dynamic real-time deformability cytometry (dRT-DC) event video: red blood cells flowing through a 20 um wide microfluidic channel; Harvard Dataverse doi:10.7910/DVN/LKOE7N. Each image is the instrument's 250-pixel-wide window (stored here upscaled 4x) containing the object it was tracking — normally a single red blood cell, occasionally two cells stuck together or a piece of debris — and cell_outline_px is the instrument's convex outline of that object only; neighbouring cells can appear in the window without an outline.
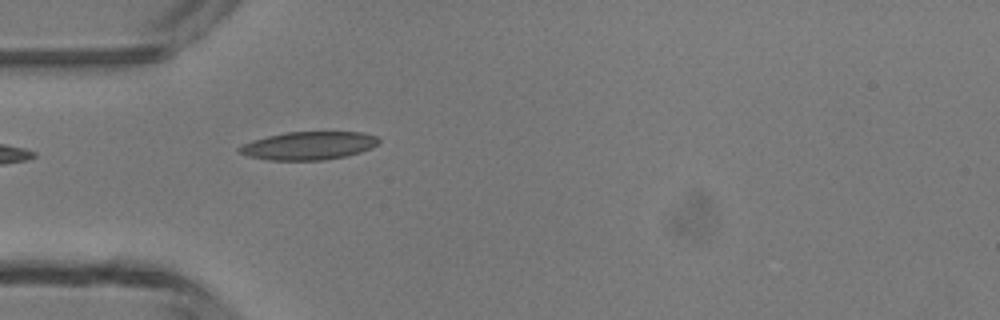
{"species": "common noctule bat (a hibernating species)", "species_latin": "Nyctalus noctula", "temperature_condition": "room temperature", "stored_images_in_passage": 3, "camera_frame_rate_fps": 3000, "um_per_image_px": 0.085, "animal": {"sex": "male", "body_mass_g": 13.3}, "frame": {"image": 1, "passage_image": 3, "time_ms": 2.333, "image_size_px": [1000, 320], "cell_outline_px": [[380, 140], [372, 148], [360, 152], [344, 156], [324, 160], [268, 160], [248, 156], [240, 152], [236, 148], [252, 140], [284, 132], [360, 132], [376, 136]], "centroid_in_image_um": [26.22, 12.38], "position_along_channel_um": 58.8, "area_um2": 22.72}}